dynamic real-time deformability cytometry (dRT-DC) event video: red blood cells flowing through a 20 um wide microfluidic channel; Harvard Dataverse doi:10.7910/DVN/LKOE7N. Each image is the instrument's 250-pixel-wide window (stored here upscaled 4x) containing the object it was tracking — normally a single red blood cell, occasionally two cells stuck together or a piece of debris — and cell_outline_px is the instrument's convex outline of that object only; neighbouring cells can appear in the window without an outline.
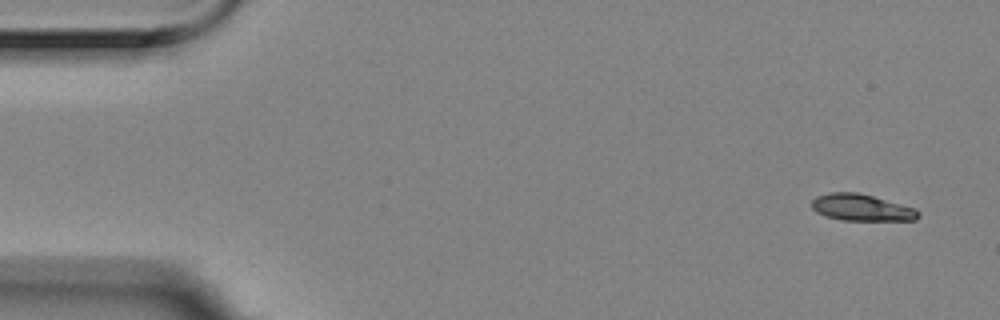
{"species": "Egyptian fruit bat (a non-hibernating species)", "species_latin": "Rousettus aegyptiacus", "temperature_condition": "room temperature", "stored_images_in_passage": 5, "camera_frame_rate_fps": 3000, "um_per_image_px": 0.085, "animal": {"sex": "female"}, "frame": {"image": 1, "passage_image": 1, "time_ms": 0.0, "image_size_px": [1000, 320], "cell_outline_px": [[920, 216], [916, 220], [840, 220], [816, 212], [812, 208], [812, 200], [816, 196], [828, 192], [856, 192], [872, 196], [916, 208], [920, 212]], "centroid_in_image_um": [73.24, 17.64], "position_along_channel_um": 11.8, "area_um2": 16.53}}